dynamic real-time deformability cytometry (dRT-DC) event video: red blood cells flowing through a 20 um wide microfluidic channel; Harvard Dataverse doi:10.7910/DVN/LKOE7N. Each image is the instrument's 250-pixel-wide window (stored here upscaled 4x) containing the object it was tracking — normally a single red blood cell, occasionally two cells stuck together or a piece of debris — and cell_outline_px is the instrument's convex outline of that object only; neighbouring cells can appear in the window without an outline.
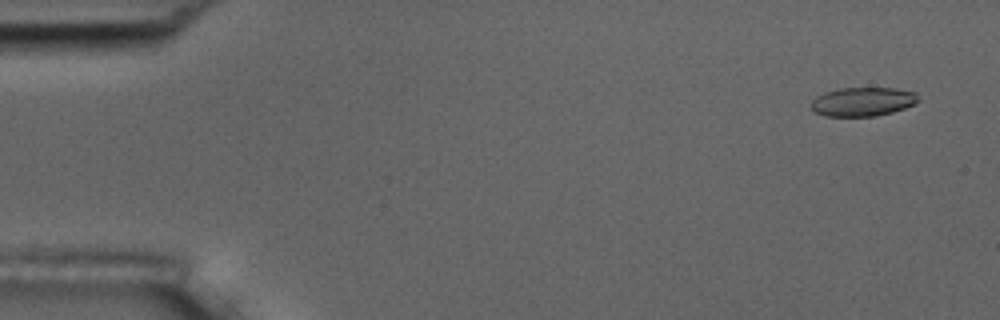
{"species": "common noctule bat (a hibernating species)", "species_latin": "Nyctalus noctula", "temperature_condition": "room temperature", "stored_images_in_passage": 6, "camera_frame_rate_fps": 3000, "um_per_image_px": 0.085, "animal": {"sex": "male", "body_mass_g": 17.5, "forearm_length_mm": 52.3}, "frame": {"image": 1, "passage_image": 1, "time_ms": 0.0, "image_size_px": [1000, 320], "cell_outline_px": [[920, 100], [916, 104], [892, 112], [876, 116], [824, 116], [816, 112], [812, 108], [812, 100], [816, 96], [824, 92], [840, 88], [896, 88], [916, 92]], "centroid_in_image_um": [73.37, 8.64], "position_along_channel_um": 11.6, "area_um2": 18.15}}
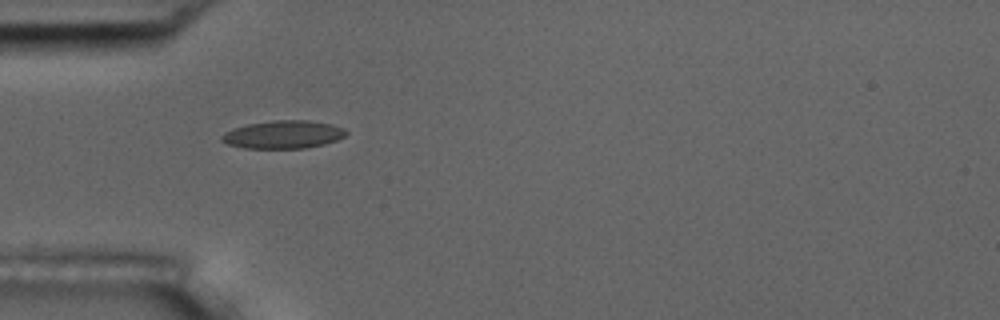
{"frame": {"image": 2, "passage_image": 5, "time_ms": 4.667, "image_size_px": [1000, 320], "cell_outline_px": [[348, 132], [344, 136], [336, 140], [324, 144], [304, 148], [244, 148], [228, 144], [220, 140], [220, 136], [224, 132], [232, 128], [248, 124], [272, 120], [308, 120], [332, 124], [344, 128]], "centroid_in_image_um": [24.05, 11.43], "position_along_channel_um": 60.9, "area_um2": 20.35}}